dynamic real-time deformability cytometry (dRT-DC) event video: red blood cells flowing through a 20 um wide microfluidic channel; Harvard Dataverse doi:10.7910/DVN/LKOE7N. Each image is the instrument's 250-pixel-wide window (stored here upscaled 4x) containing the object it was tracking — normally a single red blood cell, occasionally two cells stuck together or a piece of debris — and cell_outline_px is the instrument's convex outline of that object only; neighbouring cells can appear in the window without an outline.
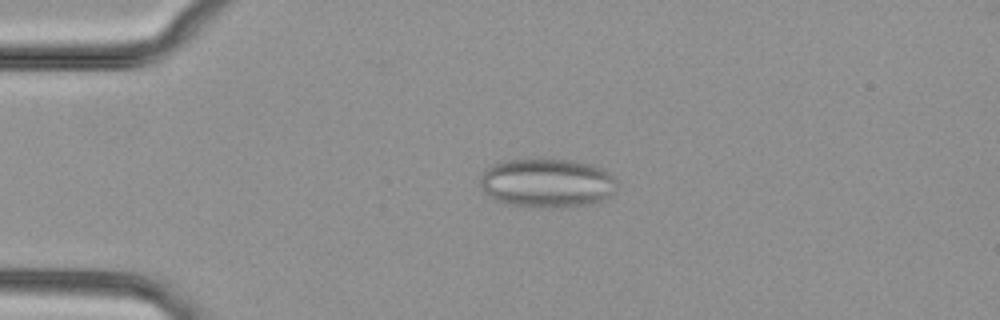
{"species": "common noctule bat (a hibernating species)", "species_latin": "Nyctalus noctula", "temperature_condition": "cold", "stored_images_in_passage": 51, "segment_of_instrument_passage": [1, 2], "camera_frame_rate_fps": 3000, "um_per_image_px": 0.085, "animal": {"sex": "female", "body_mass_g": 29.2, "forearm_length_mm": 56.3}, "frame": {"image": 1, "passage_image": 12, "time_ms": 3.667, "image_size_px": [1000, 320], "cell_outline_px": [[616, 192], [592, 204], [560, 208], [544, 208], [508, 204], [496, 200], [488, 196], [484, 192], [480, 184], [480, 176], [488, 168], [496, 164], [508, 160], [536, 156], [568, 160], [588, 164], [600, 168], [608, 172], [616, 180]], "centroid_in_image_um": [46.48, 15.54], "position_along_channel_um": 38.5, "area_um2": 39.71}}